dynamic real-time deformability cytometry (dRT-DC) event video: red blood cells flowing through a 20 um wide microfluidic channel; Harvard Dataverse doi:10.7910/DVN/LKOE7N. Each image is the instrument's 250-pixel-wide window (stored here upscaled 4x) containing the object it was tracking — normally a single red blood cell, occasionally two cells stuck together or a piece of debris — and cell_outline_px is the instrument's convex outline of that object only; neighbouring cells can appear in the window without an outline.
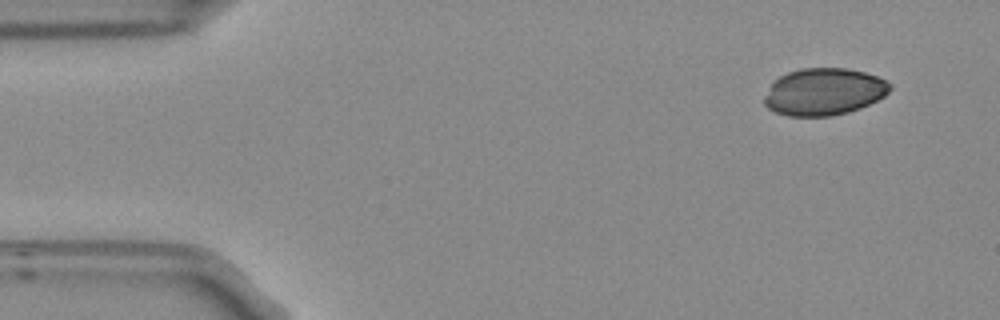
{"species": "Egyptian fruit bat (a non-hibernating species)", "species_latin": "Rousettus aegyptiacus", "temperature_condition": "room temperature", "stored_images_in_passage": 4, "camera_frame_rate_fps": 3000, "um_per_image_px": 0.085, "frame": {"image": 1, "passage_image": 1, "time_ms": 0.0, "image_size_px": [1000, 320], "cell_outline_px": [[892, 88], [884, 96], [860, 108], [848, 112], [832, 116], [788, 116], [776, 112], [768, 108], [764, 104], [764, 96], [772, 80], [788, 72], [800, 68], [844, 68], [864, 72], [876, 76], [892, 84]], "centroid_in_image_um": [70.0, 7.8], "position_along_channel_um": 15.0, "area_um2": 34.56}}